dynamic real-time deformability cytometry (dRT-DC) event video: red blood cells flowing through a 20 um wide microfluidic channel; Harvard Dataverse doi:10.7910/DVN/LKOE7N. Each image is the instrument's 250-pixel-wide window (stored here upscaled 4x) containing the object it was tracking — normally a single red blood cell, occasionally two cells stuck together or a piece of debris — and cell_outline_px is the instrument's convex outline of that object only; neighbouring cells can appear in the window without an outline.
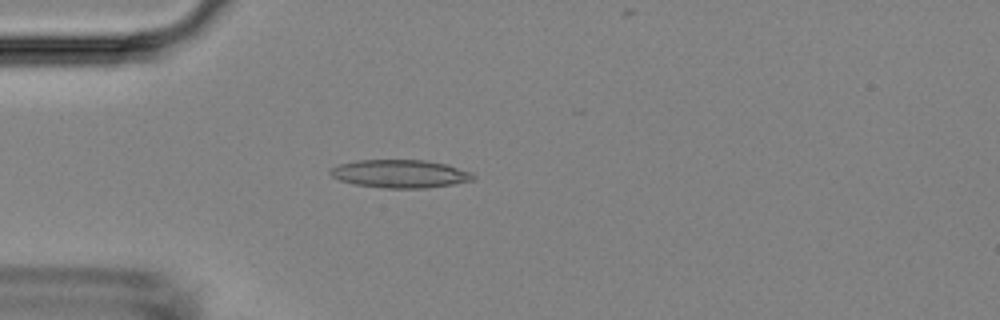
{"species": "Egyptian fruit bat (a non-hibernating species)", "species_latin": "Rousettus aegyptiacus", "temperature_condition": "room temperature", "stored_images_in_passage": 44, "camera_frame_rate_fps": 3000, "um_per_image_px": 0.085, "animal": {"sex": "female"}, "frame": {"image": 1, "passage_image": 14, "time_ms": 4.333, "image_size_px": [1000, 320], "cell_outline_px": [[476, 180], [428, 188], [384, 188], [356, 184], [340, 180], [332, 176], [328, 172], [332, 168], [340, 164], [356, 160], [424, 160], [448, 164], [472, 172], [476, 176]], "centroid_in_image_um": [34.07, 14.77], "position_along_channel_um": 50.9, "area_um2": 23.47}}
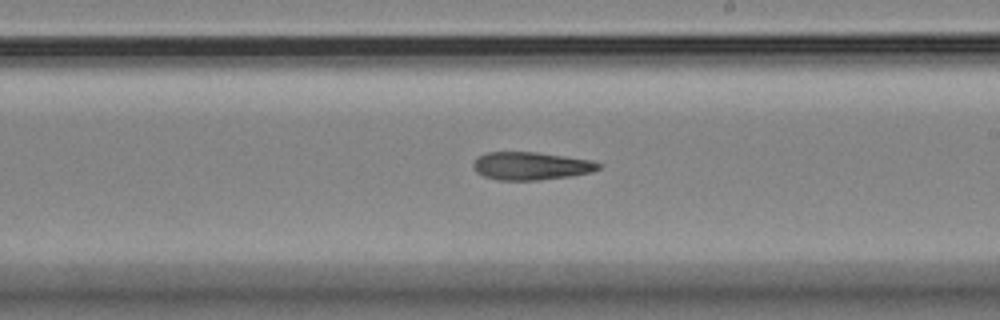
{"frame": {"image": 2, "passage_image": 29, "time_ms": 9.333, "image_size_px": [1000, 320], "cell_outline_px": [[604, 164], [600, 168], [592, 172], [572, 176], [540, 180], [496, 180], [484, 176], [476, 172], [472, 168], [472, 164], [476, 156], [484, 152], [536, 152], [592, 160]], "centroid_in_image_um": [45.12, 14.1], "position_along_channel_um": 243.9, "area_um2": 20.75}}
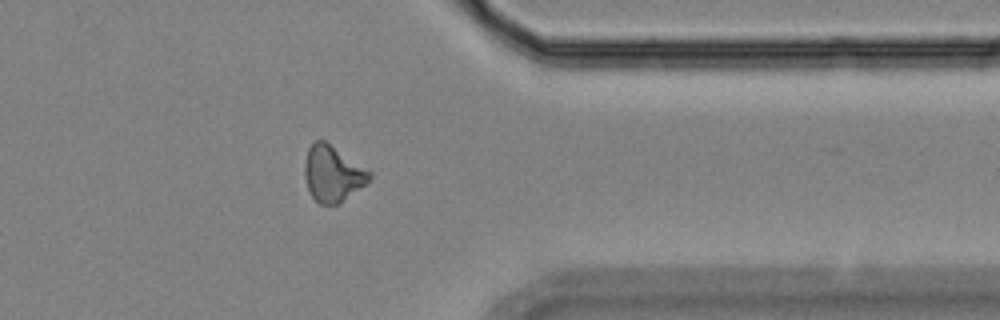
{"frame": {"image": 3, "passage_image": 40, "time_ms": 13.0, "image_size_px": [1000, 320], "cell_outline_px": [[372, 176], [364, 184], [336, 204], [320, 204], [308, 192], [304, 176], [304, 164], [308, 148], [316, 140], [324, 140], [372, 172]], "centroid_in_image_um": [28.23, 14.74], "position_along_channel_um": 383.2, "area_um2": 20.69}}